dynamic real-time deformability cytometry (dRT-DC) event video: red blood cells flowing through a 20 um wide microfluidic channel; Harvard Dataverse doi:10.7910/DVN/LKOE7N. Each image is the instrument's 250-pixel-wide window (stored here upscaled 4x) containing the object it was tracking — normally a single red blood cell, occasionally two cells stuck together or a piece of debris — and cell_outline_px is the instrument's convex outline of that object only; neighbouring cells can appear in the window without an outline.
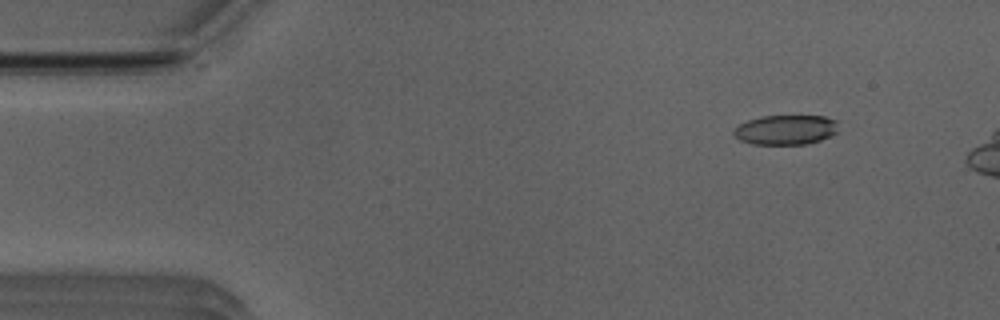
{"species": "Egyptian fruit bat (a non-hibernating species)", "species_latin": "Rousettus aegyptiacus", "temperature_condition": "room temperature", "stored_images_in_passage": 44, "camera_frame_rate_fps": 3000, "um_per_image_px": 0.085, "animal": {"sex": "male"}, "frame": {"image": 1, "passage_image": 2, "time_ms": 0.333, "image_size_px": [1000, 320], "cell_outline_px": [[836, 132], [820, 140], [804, 144], [752, 144], [740, 140], [732, 132], [740, 124], [748, 120], [760, 116], [824, 116], [836, 120]], "centroid_in_image_um": [66.76, 11.03], "position_along_channel_um": 18.2, "area_um2": 17.86}}
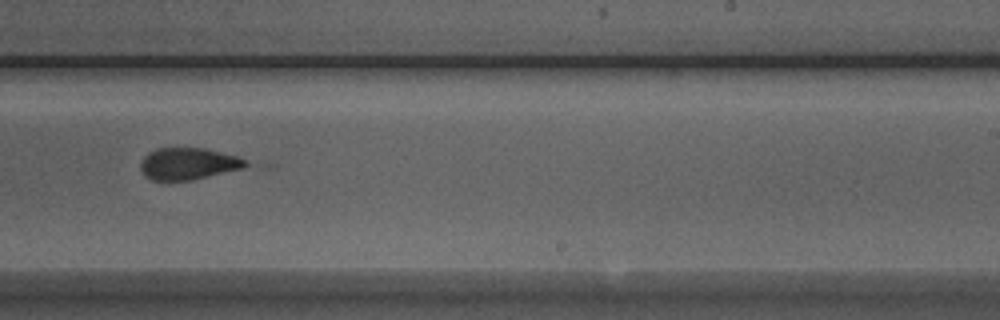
{"frame": {"image": 2, "passage_image": 28, "time_ms": 9.0, "image_size_px": [1000, 320], "cell_outline_px": [[252, 164], [244, 168], [192, 180], [152, 180], [144, 176], [140, 172], [140, 164], [144, 156], [148, 152], [156, 148], [204, 148], [236, 156]], "centroid_in_image_um": [15.97, 13.92], "position_along_channel_um": 273.0, "area_um2": 19.59}}
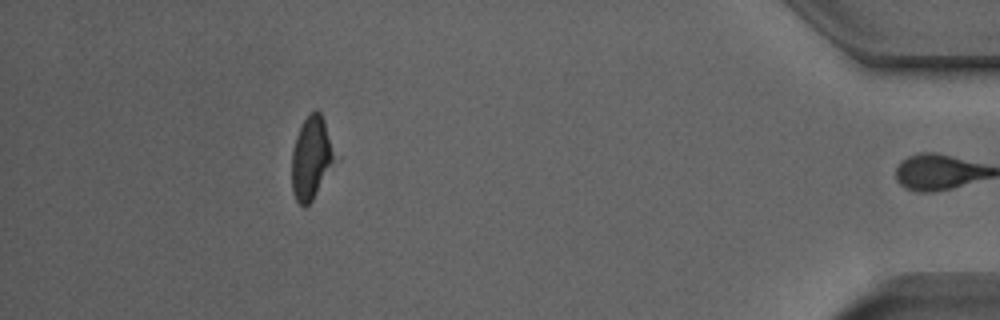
{"frame": {"image": 3, "passage_image": 43, "time_ms": 14.0, "image_size_px": [1000, 320], "cell_outline_px": [[332, 160], [312, 200], [304, 208], [296, 200], [292, 192], [292, 152], [296, 136], [304, 120], [316, 108], [320, 112], [324, 120], [332, 152]], "centroid_in_image_um": [26.37, 13.42], "position_along_channel_um": 408.8, "area_um2": 19.42}, "authors_computed_cell_mechanics": {"area_um2": 20.519, "velocity_mm_per_s": 3.9492, "shape_relaxation_time_tau1_ms": 3.4132, "shape_relaxation_time_tau2_ms": null, "deformation_change_tau1": 0.1225, "deformation_change_tau2": null}}